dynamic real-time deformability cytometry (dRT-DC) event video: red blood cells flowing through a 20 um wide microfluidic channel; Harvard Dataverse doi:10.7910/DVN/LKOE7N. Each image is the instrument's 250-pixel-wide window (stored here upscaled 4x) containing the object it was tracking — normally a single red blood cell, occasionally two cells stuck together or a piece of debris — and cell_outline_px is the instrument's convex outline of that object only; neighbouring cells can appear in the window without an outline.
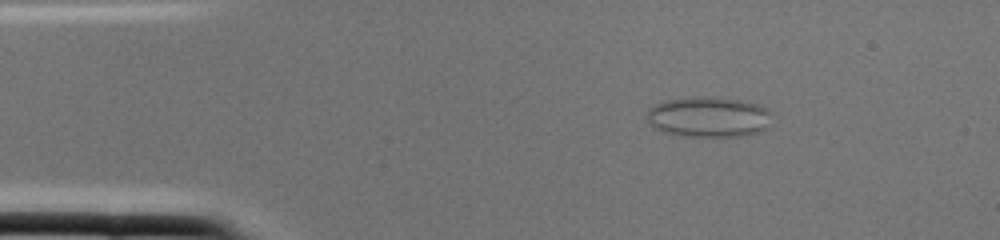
{"species": "common noctule bat (a hibernating species)", "species_latin": "Nyctalus noctula", "temperature_condition": "cold", "stored_images_in_passage": 1, "camera_frame_rate_fps": 3000, "um_per_image_px": 0.085, "animal": {"sex": "female", "body_mass_g": 22.0, "forearm_length_mm": 56.7}, "frame": {"image": 1, "passage_image": 1, "time_ms": 0.0, "image_size_px": [1000, 240], "cell_outline_px": [[772, 124], [768, 128], [760, 132], [748, 136], [684, 136], [664, 132], [652, 128], [648, 124], [648, 108], [664, 100], [704, 96], [716, 96], [740, 100], [756, 104], [768, 108]], "centroid_in_image_um": [60.26, 9.95], "position_along_channel_um": 24.7, "area_um2": 29.94}}